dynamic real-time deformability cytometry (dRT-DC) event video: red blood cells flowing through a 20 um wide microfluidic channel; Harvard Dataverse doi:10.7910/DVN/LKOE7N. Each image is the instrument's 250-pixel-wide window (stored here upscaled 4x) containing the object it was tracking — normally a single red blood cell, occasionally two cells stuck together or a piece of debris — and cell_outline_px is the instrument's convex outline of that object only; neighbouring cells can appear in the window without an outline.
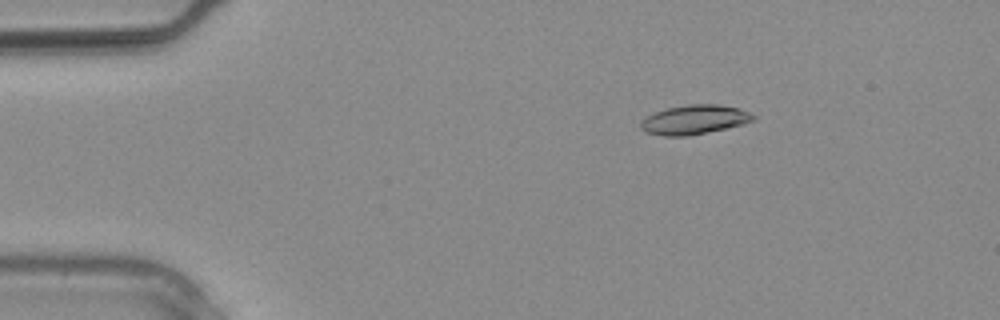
{"species": "common noctule bat (a hibernating species)", "species_latin": "Nyctalus noctula", "temperature_condition": "warm", "stored_images_in_passage": 7, "camera_frame_rate_fps": 3000, "um_per_image_px": 0.085, "animal": {"sex": "male", "body_mass_g": 20.4}, "frame": {"image": 1, "passage_image": 1, "time_ms": 0.0, "image_size_px": [1000, 320], "cell_outline_px": [[756, 116], [752, 120], [744, 124], [688, 136], [664, 136], [644, 132], [640, 128], [640, 120], [664, 108], [688, 104], [720, 104], [740, 108]], "centroid_in_image_um": [58.99, 10.16], "position_along_channel_um": 26.0, "area_um2": 19.31}}
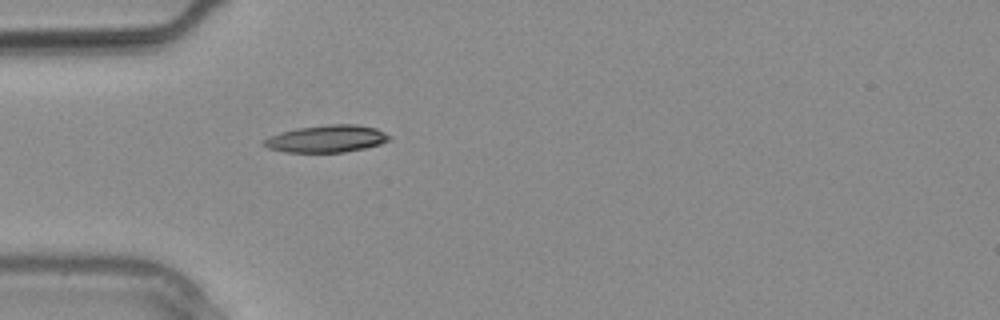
{"frame": {"image": 2, "passage_image": 5, "time_ms": 1.333, "image_size_px": [1000, 320], "cell_outline_px": [[392, 140], [380, 144], [364, 148], [344, 152], [284, 152], [268, 148], [260, 144], [264, 140], [280, 132], [296, 128], [328, 124], [356, 124], [376, 128], [392, 136]], "centroid_in_image_um": [27.79, 11.79], "position_along_channel_um": 57.2, "area_um2": 20.0}}